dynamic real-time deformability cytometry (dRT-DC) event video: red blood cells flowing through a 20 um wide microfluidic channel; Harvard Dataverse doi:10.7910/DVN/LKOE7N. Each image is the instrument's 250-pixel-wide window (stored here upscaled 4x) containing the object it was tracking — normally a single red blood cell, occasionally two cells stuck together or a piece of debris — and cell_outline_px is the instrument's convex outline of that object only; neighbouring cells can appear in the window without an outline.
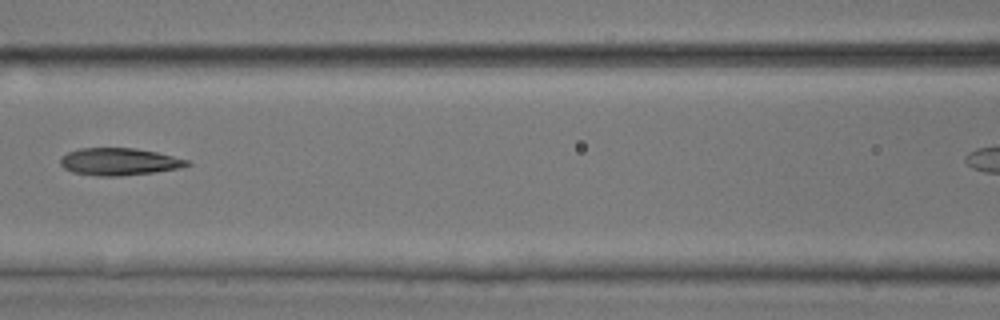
{"species": "common noctule bat (a hibernating species)", "species_latin": "Nyctalus noctula", "temperature_condition": "room temperature", "stored_images_in_passage": 7, "camera_frame_rate_fps": 3000, "um_per_image_px": 0.085, "animal": {"sex": "male", "body_mass_g": 17.9, "forearm_length_mm": 54.2}, "frame": {"image": 1, "passage_image": 5, "time_ms": 1.333, "image_size_px": [1000, 320], "cell_outline_px": [[192, 164], [180, 168], [156, 172], [116, 176], [100, 176], [72, 172], [64, 168], [60, 164], [60, 160], [68, 152], [80, 148], [136, 148], [156, 152], [188, 160]], "centroid_in_image_um": [10.14, 13.74], "position_along_channel_um": 156.5, "area_um2": 20.0}}
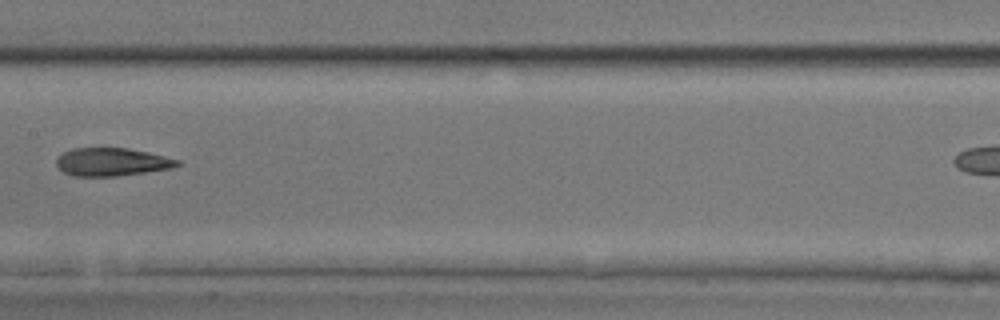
{"frame": {"image": 2, "passage_image": 6, "time_ms": 1.667, "image_size_px": [1000, 320], "cell_outline_px": [[180, 164], [172, 168], [116, 176], [72, 176], [64, 172], [56, 164], [56, 160], [64, 152], [72, 148], [128, 148], [148, 152], [180, 160]], "centroid_in_image_um": [9.5, 13.76], "position_along_channel_um": 197.9, "area_um2": 19.59}}